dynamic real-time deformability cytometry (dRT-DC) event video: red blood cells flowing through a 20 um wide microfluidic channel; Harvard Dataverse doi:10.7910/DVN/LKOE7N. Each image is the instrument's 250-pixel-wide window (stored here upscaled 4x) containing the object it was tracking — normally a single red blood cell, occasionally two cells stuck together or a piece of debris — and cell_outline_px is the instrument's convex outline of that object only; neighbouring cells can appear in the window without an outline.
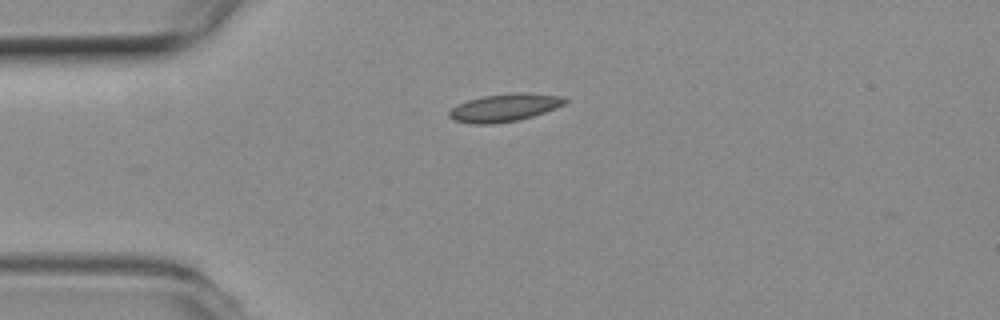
{"species": "common noctule bat (a hibernating species)", "species_latin": "Nyctalus noctula", "temperature_condition": "room temperature", "stored_images_in_passage": 4, "camera_frame_rate_fps": 3000, "um_per_image_px": 0.085, "animal": {"sex": "female", "body_mass_g": 19.3, "forearm_length_mm": 54.1}, "frame": {"image": 1, "passage_image": 1, "time_ms": 0.0, "image_size_px": [1000, 320], "cell_outline_px": [[568, 100], [564, 104], [556, 108], [532, 116], [516, 120], [492, 124], [472, 124], [452, 120], [448, 116], [448, 112], [456, 104], [468, 100], [484, 96], [516, 92], [520, 92], [560, 96]], "centroid_in_image_um": [42.83, 9.15], "position_along_channel_um": 42.2, "area_um2": 18.61}}